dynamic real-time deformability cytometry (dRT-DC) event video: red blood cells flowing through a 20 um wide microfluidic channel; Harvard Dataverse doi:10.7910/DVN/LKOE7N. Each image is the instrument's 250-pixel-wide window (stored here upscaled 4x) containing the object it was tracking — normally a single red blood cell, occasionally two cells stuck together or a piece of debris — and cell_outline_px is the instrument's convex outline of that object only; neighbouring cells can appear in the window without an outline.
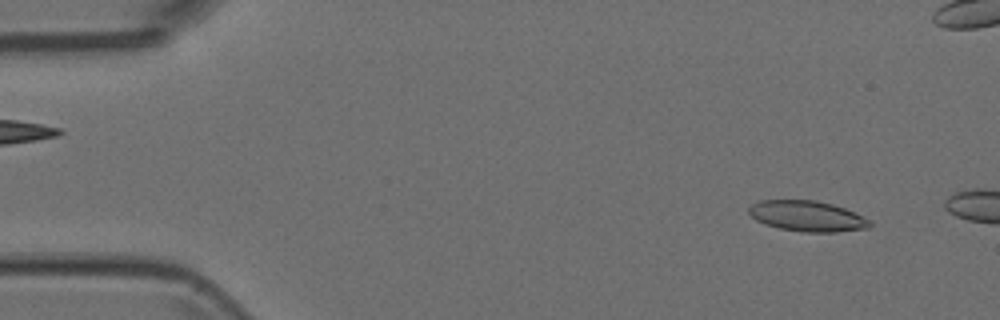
{"species": "Egyptian fruit bat (a non-hibernating species)", "species_latin": "Rousettus aegyptiacus", "temperature_condition": "room temperature", "stored_images_in_passage": 4, "camera_frame_rate_fps": 3000, "um_per_image_px": 0.085, "animal": {"sex": "female"}, "frame": {"image": 1, "passage_image": 2, "time_ms": 0.333, "image_size_px": [1000, 320], "cell_outline_px": [[872, 224], [868, 228], [836, 232], [804, 232], [780, 228], [764, 224], [756, 220], [748, 212], [748, 208], [752, 204], [760, 200], [816, 200], [832, 204], [856, 212], [868, 220]], "centroid_in_image_um": [68.6, 18.36], "position_along_channel_um": 16.4, "area_um2": 21.56}}